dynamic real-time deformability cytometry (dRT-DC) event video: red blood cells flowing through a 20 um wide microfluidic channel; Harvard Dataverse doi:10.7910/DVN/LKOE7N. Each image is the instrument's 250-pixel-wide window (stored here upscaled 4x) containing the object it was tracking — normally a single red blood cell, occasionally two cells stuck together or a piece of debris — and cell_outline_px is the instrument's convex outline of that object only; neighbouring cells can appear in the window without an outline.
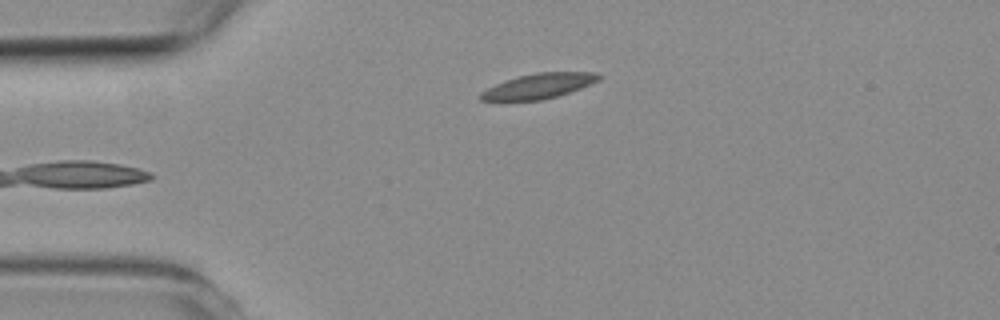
{"species": "common noctule bat (a hibernating species)", "species_latin": "Nyctalus noctula", "temperature_condition": "room temperature", "stored_images_in_passage": 3, "camera_frame_rate_fps": 3000, "um_per_image_px": 0.085, "animal": {"sex": "female", "body_mass_g": 19.3, "forearm_length_mm": 54.1}, "frame": {"image": 1, "passage_image": 3, "time_ms": 2.333, "image_size_px": [1000, 320], "cell_outline_px": [[604, 76], [600, 80], [580, 88], [556, 96], [540, 100], [480, 100], [480, 92], [496, 84], [520, 76], [536, 72], [600, 72]], "centroid_in_image_um": [45.87, 7.29], "position_along_channel_um": 39.1, "area_um2": 16.99}}